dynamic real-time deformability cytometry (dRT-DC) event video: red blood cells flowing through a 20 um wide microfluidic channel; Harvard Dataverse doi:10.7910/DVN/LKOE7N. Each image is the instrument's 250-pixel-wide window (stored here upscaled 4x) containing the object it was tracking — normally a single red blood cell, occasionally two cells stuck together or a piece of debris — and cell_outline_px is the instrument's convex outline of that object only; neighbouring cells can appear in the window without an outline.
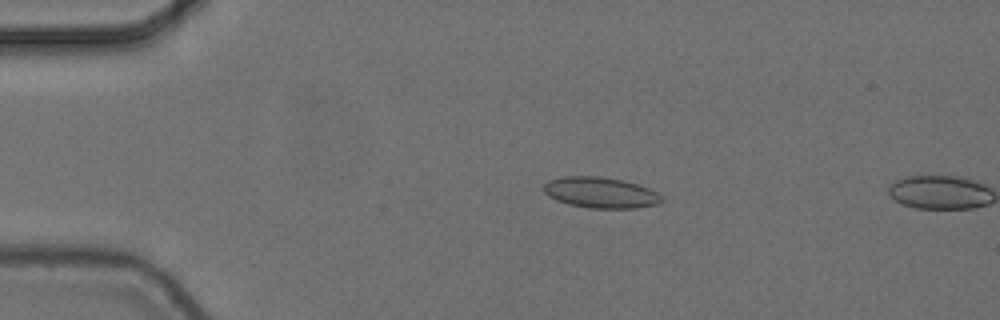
{"species": "common noctule bat (a hibernating species)", "species_latin": "Nyctalus noctula", "temperature_condition": "cold", "stored_images_in_passage": 4, "camera_frame_rate_fps": 3000, "um_per_image_px": 0.085, "animal": {"sex": "female", "body_mass_g": 24.6, "forearm_length_mm": 56.2}, "frame": {"image": 1, "passage_image": 3, "time_ms": 0.667, "image_size_px": [1000, 320], "cell_outline_px": [[664, 200], [660, 204], [636, 208], [588, 208], [568, 204], [556, 200], [548, 196], [544, 192], [544, 184], [548, 180], [564, 176], [600, 176], [620, 180], [636, 184], [648, 188], [664, 196]], "centroid_in_image_um": [51.06, 16.38], "position_along_channel_um": 33.9, "area_um2": 21.33}}